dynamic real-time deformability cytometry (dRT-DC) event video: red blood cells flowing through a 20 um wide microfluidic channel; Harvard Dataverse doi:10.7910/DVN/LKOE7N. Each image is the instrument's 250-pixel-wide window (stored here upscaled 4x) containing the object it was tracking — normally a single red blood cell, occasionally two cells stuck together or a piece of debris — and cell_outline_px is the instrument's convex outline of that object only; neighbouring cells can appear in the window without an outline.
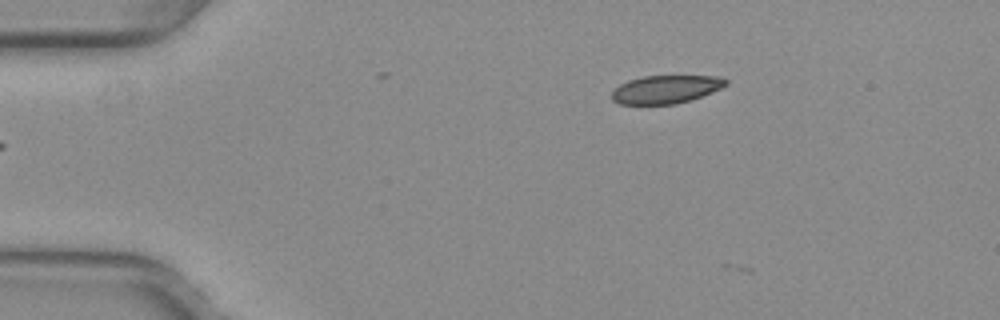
{"species": "common noctule bat (a hibernating species)", "species_latin": "Nyctalus noctula", "temperature_condition": "warm", "stored_images_in_passage": 5, "camera_frame_rate_fps": 3000, "um_per_image_px": 0.085, "animal": {"sex": "female", "body_mass_g": 29.2, "forearm_length_mm": 56.3}, "frame": {"image": 1, "passage_image": 4, "time_ms": 1.0, "image_size_px": [1000, 320], "cell_outline_px": [[728, 84], [712, 92], [676, 104], [620, 104], [612, 100], [612, 92], [620, 84], [628, 80], [644, 76], [720, 76], [728, 80]], "centroid_in_image_um": [56.59, 7.58], "position_along_channel_um": 28.4, "area_um2": 18.55}}